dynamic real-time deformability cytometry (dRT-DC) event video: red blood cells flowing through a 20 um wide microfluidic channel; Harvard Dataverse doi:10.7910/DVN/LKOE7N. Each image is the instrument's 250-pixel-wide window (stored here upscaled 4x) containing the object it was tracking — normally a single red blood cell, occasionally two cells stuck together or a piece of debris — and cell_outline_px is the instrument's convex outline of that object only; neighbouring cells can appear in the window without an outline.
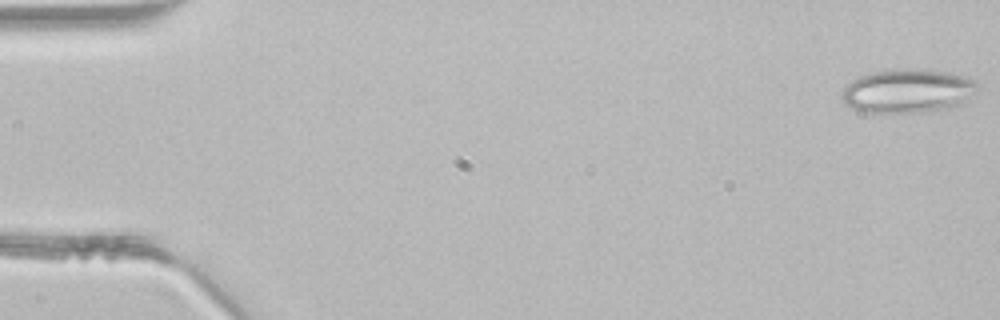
{"species": "common noctule bat (a hibernating species)", "species_latin": "Nyctalus noctula", "temperature_condition": "room temperature", "stored_images_in_passage": 45, "camera_frame_rate_fps": 3000, "um_per_image_px": 0.085, "animal": {"sex": "male", "body_mass_g": 21.5, "forearm_length_mm": 52.0}, "frame": {"image": 1, "passage_image": 1, "time_ms": 0.0, "image_size_px": [1000, 320], "cell_outline_px": [[980, 88], [964, 104], [936, 112], [860, 112], [844, 104], [840, 96], [840, 92], [852, 80], [860, 76], [872, 72], [900, 68], [916, 68], [952, 72], [968, 76], [976, 80], [980, 84]], "centroid_in_image_um": [77.23, 7.73], "position_along_channel_um": 7.8, "area_um2": 35.78}}
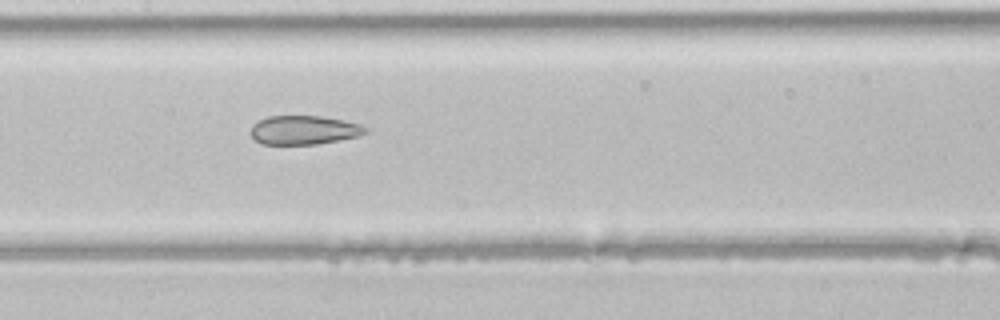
{"frame": {"image": 2, "passage_image": 22, "time_ms": 7.0, "image_size_px": [1000, 320], "cell_outline_px": [[368, 132], [360, 136], [316, 144], [260, 144], [252, 136], [252, 124], [268, 116], [320, 116], [344, 120], [360, 124], [368, 128]], "centroid_in_image_um": [25.87, 11.05], "position_along_channel_um": 181.5, "area_um2": 19.31}}
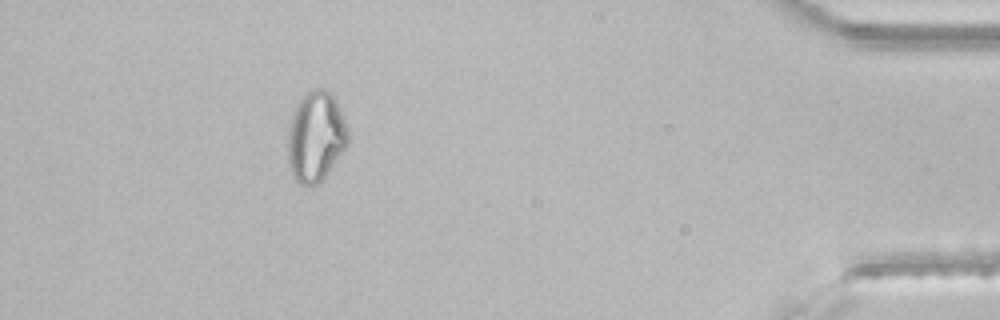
{"frame": {"image": 3, "passage_image": 41, "time_ms": 13.333, "image_size_px": [1000, 320], "cell_outline_px": [[348, 144], [328, 172], [312, 188], [300, 184], [292, 176], [288, 160], [288, 128], [296, 104], [304, 92], [312, 88], [324, 88], [332, 92], [336, 96], [348, 128]], "centroid_in_image_um": [26.84, 11.56], "position_along_channel_um": 408.4, "area_um2": 32.19}}